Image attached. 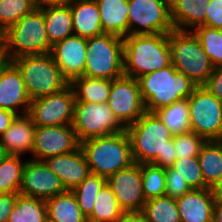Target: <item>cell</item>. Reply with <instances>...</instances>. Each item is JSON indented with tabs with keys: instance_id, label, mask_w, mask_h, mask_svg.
<instances>
[{
	"instance_id": "10",
	"label": "cell",
	"mask_w": 222,
	"mask_h": 222,
	"mask_svg": "<svg viewBox=\"0 0 222 222\" xmlns=\"http://www.w3.org/2000/svg\"><path fill=\"white\" fill-rule=\"evenodd\" d=\"M72 127L80 143L125 130L107 103L76 102Z\"/></svg>"
},
{
	"instance_id": "39",
	"label": "cell",
	"mask_w": 222,
	"mask_h": 222,
	"mask_svg": "<svg viewBox=\"0 0 222 222\" xmlns=\"http://www.w3.org/2000/svg\"><path fill=\"white\" fill-rule=\"evenodd\" d=\"M177 158L198 157L206 140L193 131L173 136Z\"/></svg>"
},
{
	"instance_id": "46",
	"label": "cell",
	"mask_w": 222,
	"mask_h": 222,
	"mask_svg": "<svg viewBox=\"0 0 222 222\" xmlns=\"http://www.w3.org/2000/svg\"><path fill=\"white\" fill-rule=\"evenodd\" d=\"M70 0H33L36 9L68 3Z\"/></svg>"
},
{
	"instance_id": "41",
	"label": "cell",
	"mask_w": 222,
	"mask_h": 222,
	"mask_svg": "<svg viewBox=\"0 0 222 222\" xmlns=\"http://www.w3.org/2000/svg\"><path fill=\"white\" fill-rule=\"evenodd\" d=\"M205 26L222 30V0H210L206 9Z\"/></svg>"
},
{
	"instance_id": "8",
	"label": "cell",
	"mask_w": 222,
	"mask_h": 222,
	"mask_svg": "<svg viewBox=\"0 0 222 222\" xmlns=\"http://www.w3.org/2000/svg\"><path fill=\"white\" fill-rule=\"evenodd\" d=\"M123 38L103 33L87 38L84 76L108 80L124 76Z\"/></svg>"
},
{
	"instance_id": "45",
	"label": "cell",
	"mask_w": 222,
	"mask_h": 222,
	"mask_svg": "<svg viewBox=\"0 0 222 222\" xmlns=\"http://www.w3.org/2000/svg\"><path fill=\"white\" fill-rule=\"evenodd\" d=\"M116 222H148L144 214L139 212H124Z\"/></svg>"
},
{
	"instance_id": "19",
	"label": "cell",
	"mask_w": 222,
	"mask_h": 222,
	"mask_svg": "<svg viewBox=\"0 0 222 222\" xmlns=\"http://www.w3.org/2000/svg\"><path fill=\"white\" fill-rule=\"evenodd\" d=\"M43 161L61 180L66 190H72L91 174L81 148L67 154L48 157Z\"/></svg>"
},
{
	"instance_id": "24",
	"label": "cell",
	"mask_w": 222,
	"mask_h": 222,
	"mask_svg": "<svg viewBox=\"0 0 222 222\" xmlns=\"http://www.w3.org/2000/svg\"><path fill=\"white\" fill-rule=\"evenodd\" d=\"M100 11L103 33L128 36V0H95Z\"/></svg>"
},
{
	"instance_id": "35",
	"label": "cell",
	"mask_w": 222,
	"mask_h": 222,
	"mask_svg": "<svg viewBox=\"0 0 222 222\" xmlns=\"http://www.w3.org/2000/svg\"><path fill=\"white\" fill-rule=\"evenodd\" d=\"M142 173V192L145 200L165 196V168L152 163L140 164Z\"/></svg>"
},
{
	"instance_id": "20",
	"label": "cell",
	"mask_w": 222,
	"mask_h": 222,
	"mask_svg": "<svg viewBox=\"0 0 222 222\" xmlns=\"http://www.w3.org/2000/svg\"><path fill=\"white\" fill-rule=\"evenodd\" d=\"M215 201L210 188L187 192L176 200L181 222H212Z\"/></svg>"
},
{
	"instance_id": "3",
	"label": "cell",
	"mask_w": 222,
	"mask_h": 222,
	"mask_svg": "<svg viewBox=\"0 0 222 222\" xmlns=\"http://www.w3.org/2000/svg\"><path fill=\"white\" fill-rule=\"evenodd\" d=\"M137 80L147 112H155L174 102L188 99L198 86L172 64L140 76Z\"/></svg>"
},
{
	"instance_id": "37",
	"label": "cell",
	"mask_w": 222,
	"mask_h": 222,
	"mask_svg": "<svg viewBox=\"0 0 222 222\" xmlns=\"http://www.w3.org/2000/svg\"><path fill=\"white\" fill-rule=\"evenodd\" d=\"M193 32L199 38L202 48L214 67L222 66V30L201 25Z\"/></svg>"
},
{
	"instance_id": "49",
	"label": "cell",
	"mask_w": 222,
	"mask_h": 222,
	"mask_svg": "<svg viewBox=\"0 0 222 222\" xmlns=\"http://www.w3.org/2000/svg\"><path fill=\"white\" fill-rule=\"evenodd\" d=\"M7 156H8V153H7L6 149H5V147L0 142V161L3 160Z\"/></svg>"
},
{
	"instance_id": "23",
	"label": "cell",
	"mask_w": 222,
	"mask_h": 222,
	"mask_svg": "<svg viewBox=\"0 0 222 222\" xmlns=\"http://www.w3.org/2000/svg\"><path fill=\"white\" fill-rule=\"evenodd\" d=\"M210 0H172L170 17L177 30L193 31L196 27L205 26L206 9Z\"/></svg>"
},
{
	"instance_id": "9",
	"label": "cell",
	"mask_w": 222,
	"mask_h": 222,
	"mask_svg": "<svg viewBox=\"0 0 222 222\" xmlns=\"http://www.w3.org/2000/svg\"><path fill=\"white\" fill-rule=\"evenodd\" d=\"M187 101L191 131L206 141L222 140V103L203 85Z\"/></svg>"
},
{
	"instance_id": "50",
	"label": "cell",
	"mask_w": 222,
	"mask_h": 222,
	"mask_svg": "<svg viewBox=\"0 0 222 222\" xmlns=\"http://www.w3.org/2000/svg\"><path fill=\"white\" fill-rule=\"evenodd\" d=\"M3 61H4V58H3L2 53H1V51H0V64H1Z\"/></svg>"
},
{
	"instance_id": "36",
	"label": "cell",
	"mask_w": 222,
	"mask_h": 222,
	"mask_svg": "<svg viewBox=\"0 0 222 222\" xmlns=\"http://www.w3.org/2000/svg\"><path fill=\"white\" fill-rule=\"evenodd\" d=\"M36 9L33 0H0V32L4 33L24 15Z\"/></svg>"
},
{
	"instance_id": "29",
	"label": "cell",
	"mask_w": 222,
	"mask_h": 222,
	"mask_svg": "<svg viewBox=\"0 0 222 222\" xmlns=\"http://www.w3.org/2000/svg\"><path fill=\"white\" fill-rule=\"evenodd\" d=\"M87 222H116L124 213L111 187L106 183L98 192Z\"/></svg>"
},
{
	"instance_id": "17",
	"label": "cell",
	"mask_w": 222,
	"mask_h": 222,
	"mask_svg": "<svg viewBox=\"0 0 222 222\" xmlns=\"http://www.w3.org/2000/svg\"><path fill=\"white\" fill-rule=\"evenodd\" d=\"M87 38L72 35L52 46L50 54L63 78L70 84L84 76Z\"/></svg>"
},
{
	"instance_id": "30",
	"label": "cell",
	"mask_w": 222,
	"mask_h": 222,
	"mask_svg": "<svg viewBox=\"0 0 222 222\" xmlns=\"http://www.w3.org/2000/svg\"><path fill=\"white\" fill-rule=\"evenodd\" d=\"M155 113L173 136L191 131L187 99L174 102Z\"/></svg>"
},
{
	"instance_id": "14",
	"label": "cell",
	"mask_w": 222,
	"mask_h": 222,
	"mask_svg": "<svg viewBox=\"0 0 222 222\" xmlns=\"http://www.w3.org/2000/svg\"><path fill=\"white\" fill-rule=\"evenodd\" d=\"M80 148L72 125L35 126L32 154L34 160L43 161L51 156H58Z\"/></svg>"
},
{
	"instance_id": "25",
	"label": "cell",
	"mask_w": 222,
	"mask_h": 222,
	"mask_svg": "<svg viewBox=\"0 0 222 222\" xmlns=\"http://www.w3.org/2000/svg\"><path fill=\"white\" fill-rule=\"evenodd\" d=\"M40 10L44 15L46 33L51 46L74 35L69 2Z\"/></svg>"
},
{
	"instance_id": "13",
	"label": "cell",
	"mask_w": 222,
	"mask_h": 222,
	"mask_svg": "<svg viewBox=\"0 0 222 222\" xmlns=\"http://www.w3.org/2000/svg\"><path fill=\"white\" fill-rule=\"evenodd\" d=\"M107 104L125 128L146 112L138 80L127 76L111 80Z\"/></svg>"
},
{
	"instance_id": "42",
	"label": "cell",
	"mask_w": 222,
	"mask_h": 222,
	"mask_svg": "<svg viewBox=\"0 0 222 222\" xmlns=\"http://www.w3.org/2000/svg\"><path fill=\"white\" fill-rule=\"evenodd\" d=\"M205 86L222 103V66L214 67Z\"/></svg>"
},
{
	"instance_id": "34",
	"label": "cell",
	"mask_w": 222,
	"mask_h": 222,
	"mask_svg": "<svg viewBox=\"0 0 222 222\" xmlns=\"http://www.w3.org/2000/svg\"><path fill=\"white\" fill-rule=\"evenodd\" d=\"M106 183L107 179L105 177L91 173L83 182L71 190L76 197L80 210L86 217L92 213L96 196Z\"/></svg>"
},
{
	"instance_id": "5",
	"label": "cell",
	"mask_w": 222,
	"mask_h": 222,
	"mask_svg": "<svg viewBox=\"0 0 222 222\" xmlns=\"http://www.w3.org/2000/svg\"><path fill=\"white\" fill-rule=\"evenodd\" d=\"M90 172L108 179L134 163L126 130L108 136L96 137L80 143Z\"/></svg>"
},
{
	"instance_id": "31",
	"label": "cell",
	"mask_w": 222,
	"mask_h": 222,
	"mask_svg": "<svg viewBox=\"0 0 222 222\" xmlns=\"http://www.w3.org/2000/svg\"><path fill=\"white\" fill-rule=\"evenodd\" d=\"M46 201L34 197L17 195V200L7 222H46Z\"/></svg>"
},
{
	"instance_id": "12",
	"label": "cell",
	"mask_w": 222,
	"mask_h": 222,
	"mask_svg": "<svg viewBox=\"0 0 222 222\" xmlns=\"http://www.w3.org/2000/svg\"><path fill=\"white\" fill-rule=\"evenodd\" d=\"M76 98L70 84L60 92L30 101L28 114L35 126L72 125Z\"/></svg>"
},
{
	"instance_id": "47",
	"label": "cell",
	"mask_w": 222,
	"mask_h": 222,
	"mask_svg": "<svg viewBox=\"0 0 222 222\" xmlns=\"http://www.w3.org/2000/svg\"><path fill=\"white\" fill-rule=\"evenodd\" d=\"M212 222H222V199H216L214 203Z\"/></svg>"
},
{
	"instance_id": "21",
	"label": "cell",
	"mask_w": 222,
	"mask_h": 222,
	"mask_svg": "<svg viewBox=\"0 0 222 222\" xmlns=\"http://www.w3.org/2000/svg\"><path fill=\"white\" fill-rule=\"evenodd\" d=\"M35 125L28 113L16 115L9 128L0 137L8 155L32 153Z\"/></svg>"
},
{
	"instance_id": "18",
	"label": "cell",
	"mask_w": 222,
	"mask_h": 222,
	"mask_svg": "<svg viewBox=\"0 0 222 222\" xmlns=\"http://www.w3.org/2000/svg\"><path fill=\"white\" fill-rule=\"evenodd\" d=\"M30 101L20 71L11 61L4 60L0 64V108L17 115L21 109V114H25L28 113Z\"/></svg>"
},
{
	"instance_id": "28",
	"label": "cell",
	"mask_w": 222,
	"mask_h": 222,
	"mask_svg": "<svg viewBox=\"0 0 222 222\" xmlns=\"http://www.w3.org/2000/svg\"><path fill=\"white\" fill-rule=\"evenodd\" d=\"M198 159L204 182L211 188L222 175V140L206 141Z\"/></svg>"
},
{
	"instance_id": "44",
	"label": "cell",
	"mask_w": 222,
	"mask_h": 222,
	"mask_svg": "<svg viewBox=\"0 0 222 222\" xmlns=\"http://www.w3.org/2000/svg\"><path fill=\"white\" fill-rule=\"evenodd\" d=\"M16 115L12 111L0 108V137L9 128Z\"/></svg>"
},
{
	"instance_id": "11",
	"label": "cell",
	"mask_w": 222,
	"mask_h": 222,
	"mask_svg": "<svg viewBox=\"0 0 222 222\" xmlns=\"http://www.w3.org/2000/svg\"><path fill=\"white\" fill-rule=\"evenodd\" d=\"M128 35L168 34L174 28L167 0H128Z\"/></svg>"
},
{
	"instance_id": "27",
	"label": "cell",
	"mask_w": 222,
	"mask_h": 222,
	"mask_svg": "<svg viewBox=\"0 0 222 222\" xmlns=\"http://www.w3.org/2000/svg\"><path fill=\"white\" fill-rule=\"evenodd\" d=\"M72 86L76 102L98 103L108 102L111 90V80L82 76L75 78Z\"/></svg>"
},
{
	"instance_id": "15",
	"label": "cell",
	"mask_w": 222,
	"mask_h": 222,
	"mask_svg": "<svg viewBox=\"0 0 222 222\" xmlns=\"http://www.w3.org/2000/svg\"><path fill=\"white\" fill-rule=\"evenodd\" d=\"M66 191L61 180L44 161L26 160L19 194L47 200Z\"/></svg>"
},
{
	"instance_id": "43",
	"label": "cell",
	"mask_w": 222,
	"mask_h": 222,
	"mask_svg": "<svg viewBox=\"0 0 222 222\" xmlns=\"http://www.w3.org/2000/svg\"><path fill=\"white\" fill-rule=\"evenodd\" d=\"M19 193H0V222H7Z\"/></svg>"
},
{
	"instance_id": "38",
	"label": "cell",
	"mask_w": 222,
	"mask_h": 222,
	"mask_svg": "<svg viewBox=\"0 0 222 222\" xmlns=\"http://www.w3.org/2000/svg\"><path fill=\"white\" fill-rule=\"evenodd\" d=\"M171 167L192 189L209 188L204 182L198 157L177 158Z\"/></svg>"
},
{
	"instance_id": "4",
	"label": "cell",
	"mask_w": 222,
	"mask_h": 222,
	"mask_svg": "<svg viewBox=\"0 0 222 222\" xmlns=\"http://www.w3.org/2000/svg\"><path fill=\"white\" fill-rule=\"evenodd\" d=\"M51 48L40 9L24 15L2 33L1 53L7 61L25 55L48 54Z\"/></svg>"
},
{
	"instance_id": "40",
	"label": "cell",
	"mask_w": 222,
	"mask_h": 222,
	"mask_svg": "<svg viewBox=\"0 0 222 222\" xmlns=\"http://www.w3.org/2000/svg\"><path fill=\"white\" fill-rule=\"evenodd\" d=\"M165 181V196L171 197L172 199L177 200L192 190L185 180L176 174V170L172 167L165 168Z\"/></svg>"
},
{
	"instance_id": "16",
	"label": "cell",
	"mask_w": 222,
	"mask_h": 222,
	"mask_svg": "<svg viewBox=\"0 0 222 222\" xmlns=\"http://www.w3.org/2000/svg\"><path fill=\"white\" fill-rule=\"evenodd\" d=\"M124 212L142 211L146 202L142 192V173L139 163H132L129 167L121 169L107 179Z\"/></svg>"
},
{
	"instance_id": "6",
	"label": "cell",
	"mask_w": 222,
	"mask_h": 222,
	"mask_svg": "<svg viewBox=\"0 0 222 222\" xmlns=\"http://www.w3.org/2000/svg\"><path fill=\"white\" fill-rule=\"evenodd\" d=\"M168 41L174 68L185 74L198 86L204 85L208 81L214 65L195 33L191 30L173 29L168 33Z\"/></svg>"
},
{
	"instance_id": "1",
	"label": "cell",
	"mask_w": 222,
	"mask_h": 222,
	"mask_svg": "<svg viewBox=\"0 0 222 222\" xmlns=\"http://www.w3.org/2000/svg\"><path fill=\"white\" fill-rule=\"evenodd\" d=\"M134 162L171 167L177 159L173 135L155 112H145L125 128Z\"/></svg>"
},
{
	"instance_id": "48",
	"label": "cell",
	"mask_w": 222,
	"mask_h": 222,
	"mask_svg": "<svg viewBox=\"0 0 222 222\" xmlns=\"http://www.w3.org/2000/svg\"><path fill=\"white\" fill-rule=\"evenodd\" d=\"M210 189L216 199H222V175Z\"/></svg>"
},
{
	"instance_id": "7",
	"label": "cell",
	"mask_w": 222,
	"mask_h": 222,
	"mask_svg": "<svg viewBox=\"0 0 222 222\" xmlns=\"http://www.w3.org/2000/svg\"><path fill=\"white\" fill-rule=\"evenodd\" d=\"M11 62L20 71L31 100L60 92L69 84L50 53L20 56Z\"/></svg>"
},
{
	"instance_id": "32",
	"label": "cell",
	"mask_w": 222,
	"mask_h": 222,
	"mask_svg": "<svg viewBox=\"0 0 222 222\" xmlns=\"http://www.w3.org/2000/svg\"><path fill=\"white\" fill-rule=\"evenodd\" d=\"M141 212L148 222H181L176 200L168 196L146 200Z\"/></svg>"
},
{
	"instance_id": "2",
	"label": "cell",
	"mask_w": 222,
	"mask_h": 222,
	"mask_svg": "<svg viewBox=\"0 0 222 222\" xmlns=\"http://www.w3.org/2000/svg\"><path fill=\"white\" fill-rule=\"evenodd\" d=\"M123 47L124 76L137 79L172 64L168 34L128 35Z\"/></svg>"
},
{
	"instance_id": "22",
	"label": "cell",
	"mask_w": 222,
	"mask_h": 222,
	"mask_svg": "<svg viewBox=\"0 0 222 222\" xmlns=\"http://www.w3.org/2000/svg\"><path fill=\"white\" fill-rule=\"evenodd\" d=\"M69 6L74 35L90 38L103 34L100 11L95 0H70Z\"/></svg>"
},
{
	"instance_id": "51",
	"label": "cell",
	"mask_w": 222,
	"mask_h": 222,
	"mask_svg": "<svg viewBox=\"0 0 222 222\" xmlns=\"http://www.w3.org/2000/svg\"><path fill=\"white\" fill-rule=\"evenodd\" d=\"M0 43H2V33L0 32Z\"/></svg>"
},
{
	"instance_id": "33",
	"label": "cell",
	"mask_w": 222,
	"mask_h": 222,
	"mask_svg": "<svg viewBox=\"0 0 222 222\" xmlns=\"http://www.w3.org/2000/svg\"><path fill=\"white\" fill-rule=\"evenodd\" d=\"M25 163L17 155H8L0 161V193H19Z\"/></svg>"
},
{
	"instance_id": "26",
	"label": "cell",
	"mask_w": 222,
	"mask_h": 222,
	"mask_svg": "<svg viewBox=\"0 0 222 222\" xmlns=\"http://www.w3.org/2000/svg\"><path fill=\"white\" fill-rule=\"evenodd\" d=\"M47 220L54 222H87L71 190L46 200Z\"/></svg>"
}]
</instances>
